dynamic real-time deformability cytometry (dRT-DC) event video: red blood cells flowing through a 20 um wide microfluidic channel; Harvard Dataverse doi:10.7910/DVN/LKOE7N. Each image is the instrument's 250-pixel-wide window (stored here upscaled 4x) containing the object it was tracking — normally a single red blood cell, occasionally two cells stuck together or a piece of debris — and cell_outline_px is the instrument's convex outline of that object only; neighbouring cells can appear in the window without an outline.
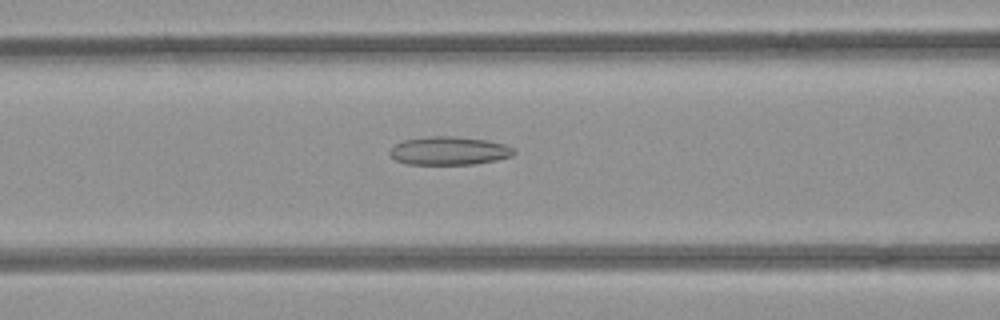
{"species": "common noctule bat (a hibernating species)", "species_latin": "Nyctalus noctula", "temperature_condition": "room temperature", "stored_images_in_passage": 53, "camera_frame_rate_fps": 3000, "um_per_image_px": 0.085, "animal": {"sex": "female", "body_mass_g": 21.9}, "frame": {"image": 1, "passage_image": 22, "time_ms": 7.0, "image_size_px": [1000, 320], "cell_outline_px": [[516, 152], [512, 156], [496, 160], [476, 164], [408, 164], [396, 160], [388, 152], [400, 140], [428, 136], [456, 136], [488, 140], [504, 144], [516, 148]], "centroid_in_image_um": [38.2, 12.8], "position_along_channel_um": 128.4, "area_um2": 20.69}}
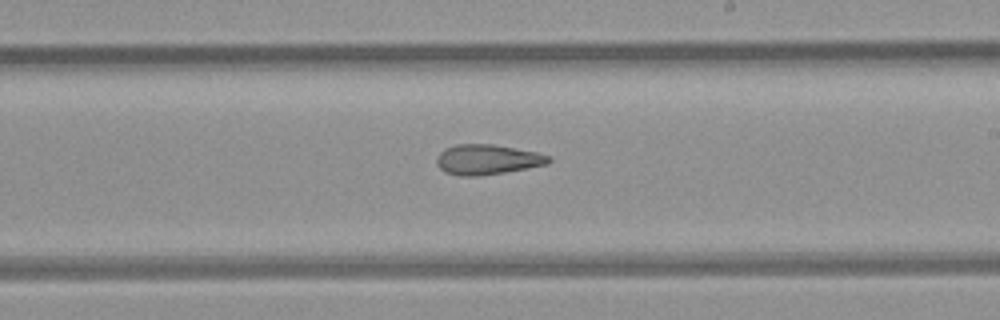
{"frame": {"image": 2, "passage_image": 31, "time_ms": 10.0, "image_size_px": [1000, 320], "cell_outline_px": [[552, 160], [548, 164], [504, 172], [476, 176], [460, 176], [444, 172], [436, 164], [436, 156], [444, 148], [456, 144], [492, 144], [536, 152], [552, 156]], "centroid_in_image_um": [41.39, 13.55], "position_along_channel_um": 247.6, "area_um2": 19.71}}
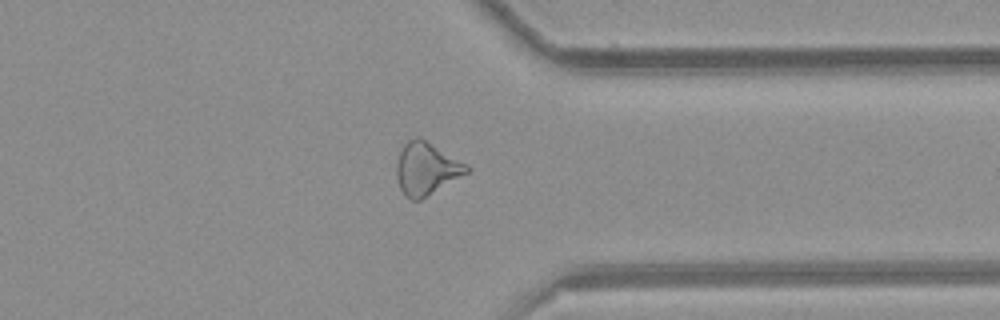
{"frame": {"image": 3, "passage_image": 41, "time_ms": 13.333, "image_size_px": [1000, 320], "cell_outline_px": [[472, 168], [468, 172], [420, 200], [412, 200], [404, 196], [400, 188], [396, 176], [396, 164], [400, 152], [404, 144], [408, 140], [416, 136], [424, 140], [468, 164]], "centroid_in_image_um": [36.22, 14.35], "position_along_channel_um": 375.2, "area_um2": 21.21}, "authors_computed_cell_mechanics": {"area_um2": 22.1374, "velocity_mm_per_s": 3.9712, "shape_relaxation_time_tau1_ms": null, "shape_relaxation_time_tau2_ms": 5.948, "deformation_change_tau1": null, "deformation_change_tau2": 0.1851}}